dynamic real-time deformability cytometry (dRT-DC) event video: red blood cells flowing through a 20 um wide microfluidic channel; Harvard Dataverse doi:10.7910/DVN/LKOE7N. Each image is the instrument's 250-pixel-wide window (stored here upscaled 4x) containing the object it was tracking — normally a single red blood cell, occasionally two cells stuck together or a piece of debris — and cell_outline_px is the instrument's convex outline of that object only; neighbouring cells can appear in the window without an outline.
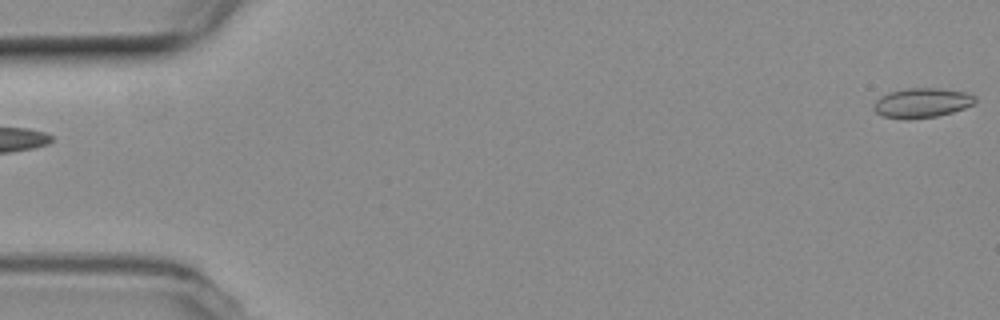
{"species": "common noctule bat (a hibernating species)", "species_latin": "Nyctalus noctula", "temperature_condition": "room temperature", "stored_images_in_passage": 50, "camera_frame_rate_fps": 3000, "um_per_image_px": 0.085, "animal": {"sex": "female", "body_mass_g": 19.3, "forearm_length_mm": 54.1}, "frame": {"image": 1, "passage_image": 1, "time_ms": 0.0, "image_size_px": [1000, 320], "cell_outline_px": [[976, 100], [972, 104], [964, 108], [952, 112], [936, 116], [908, 120], [904, 120], [884, 116], [876, 112], [872, 108], [872, 104], [880, 96], [888, 92], [908, 88], [940, 88], [964, 92], [976, 96]], "centroid_in_image_um": [78.31, 8.74], "position_along_channel_um": 6.7, "area_um2": 17.63}}
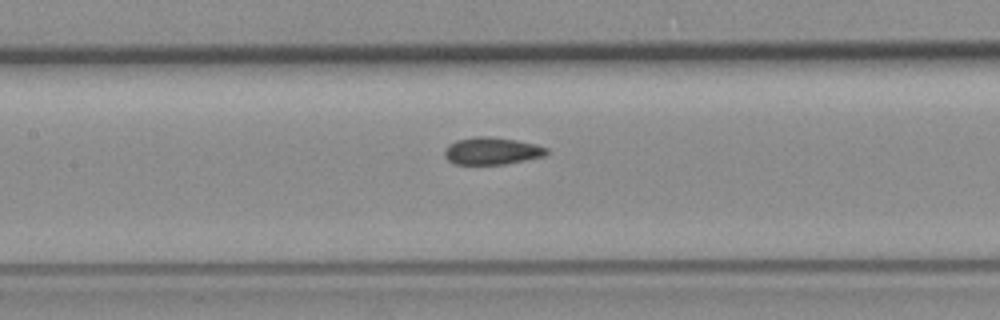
{"frame": {"image": 2, "passage_image": 25, "time_ms": 8.0, "image_size_px": [1000, 320], "cell_outline_px": [[548, 152], [544, 156], [504, 164], [456, 164], [448, 160], [444, 156], [444, 148], [448, 144], [456, 140], [472, 136], [488, 136], [516, 140], [536, 144], [548, 148]], "centroid_in_image_um": [41.77, 12.82], "position_along_channel_um": 165.6, "area_um2": 16.3}}
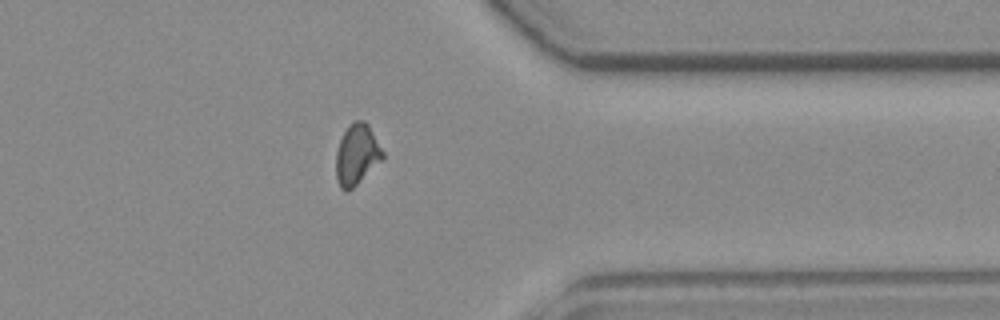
{"frame": {"image": 3, "passage_image": 43, "time_ms": 14.0, "image_size_px": [1000, 320], "cell_outline_px": [[384, 156], [348, 192], [344, 192], [340, 188], [336, 180], [336, 152], [340, 140], [348, 124], [356, 120], [364, 120], [368, 124], [384, 152]], "centroid_in_image_um": [30.29, 13.12], "position_along_channel_um": 381.1, "area_um2": 16.3}}